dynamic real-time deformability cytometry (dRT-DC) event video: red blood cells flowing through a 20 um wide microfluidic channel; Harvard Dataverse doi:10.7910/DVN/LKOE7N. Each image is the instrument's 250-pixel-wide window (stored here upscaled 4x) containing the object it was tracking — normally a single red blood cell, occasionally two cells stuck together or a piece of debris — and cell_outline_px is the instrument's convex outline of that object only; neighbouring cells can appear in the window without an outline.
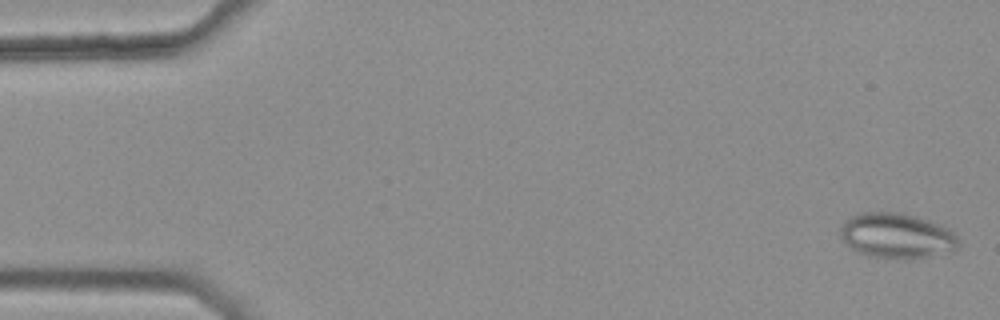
{"species": "common noctule bat (a hibernating species)", "species_latin": "Nyctalus noctula", "temperature_condition": "warm", "stored_images_in_passage": 4, "camera_frame_rate_fps": 3000, "um_per_image_px": 0.085, "animal": {"sex": "female", "body_mass_g": 25.1}, "frame": {"image": 1, "passage_image": 1, "time_ms": 0.0, "image_size_px": [1000, 320], "cell_outline_px": [[960, 244], [952, 252], [908, 260], [896, 260], [868, 256], [852, 248], [840, 236], [840, 228], [844, 220], [848, 216], [860, 212], [904, 212], [916, 216], [948, 228], [960, 240]], "centroid_in_image_um": [76.22, 20.05], "position_along_channel_um": 8.8, "area_um2": 31.67}}